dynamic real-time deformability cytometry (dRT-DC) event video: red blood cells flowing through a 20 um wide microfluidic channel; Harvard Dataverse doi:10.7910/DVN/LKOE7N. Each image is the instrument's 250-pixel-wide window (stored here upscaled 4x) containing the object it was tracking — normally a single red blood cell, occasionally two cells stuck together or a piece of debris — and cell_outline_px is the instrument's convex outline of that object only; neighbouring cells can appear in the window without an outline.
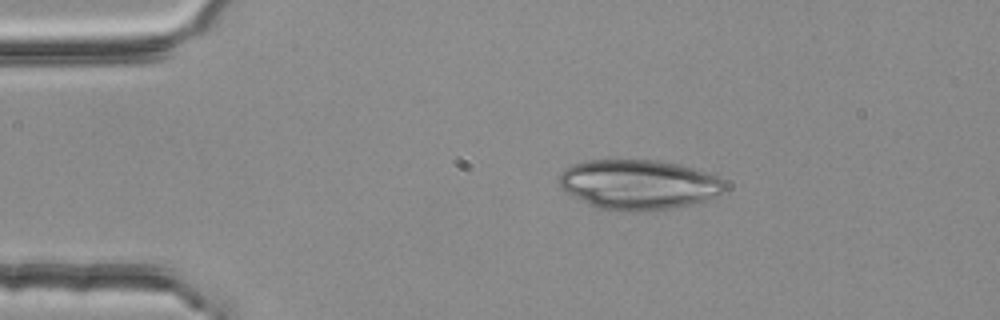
{"species": "common noctule bat (a hibernating species)", "species_latin": "Nyctalus noctula", "temperature_condition": "room temperature", "stored_images_in_passage": 2, "camera_frame_rate_fps": 3000, "um_per_image_px": 0.085, "animal": {"sex": "female", "body_mass_g": 25.1}, "frame": {"image": 1, "passage_image": 1, "time_ms": 0.0, "image_size_px": [1000, 320], "cell_outline_px": [[728, 188], [724, 192], [716, 196], [692, 204], [676, 208], [644, 212], [624, 212], [596, 208], [580, 200], [568, 192], [560, 184], [560, 172], [564, 168], [572, 164], [584, 160], [656, 160], [680, 164], [720, 176], [724, 180]], "centroid_in_image_um": [54.33, 15.7], "position_along_channel_um": 30.7, "area_um2": 48.84}}